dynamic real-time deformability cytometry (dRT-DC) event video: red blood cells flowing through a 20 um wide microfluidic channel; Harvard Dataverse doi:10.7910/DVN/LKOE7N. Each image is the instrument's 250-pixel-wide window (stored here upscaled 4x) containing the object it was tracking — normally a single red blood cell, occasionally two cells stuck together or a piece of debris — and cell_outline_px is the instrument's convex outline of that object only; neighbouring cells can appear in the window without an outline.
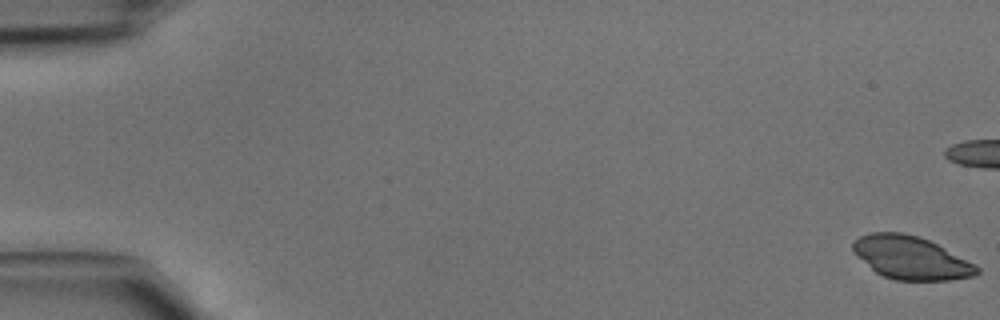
{"species": "common noctule bat (a hibernating species)", "species_latin": "Nyctalus noctula", "temperature_condition": "cold", "stored_images_in_passage": 47, "camera_frame_rate_fps": 3000, "um_per_image_px": 0.085, "animal": {"sex": "male", "body_mass_g": 15.6}, "frame": {"image": 1, "passage_image": 1, "time_ms": 0.0, "image_size_px": [1000, 320], "cell_outline_px": [[980, 272], [976, 276], [948, 280], [896, 280], [884, 276], [876, 272], [852, 252], [852, 244], [860, 236], [872, 232], [904, 232], [920, 236], [976, 264], [980, 268]], "centroid_in_image_um": [77.44, 21.91], "position_along_channel_um": 7.6, "area_um2": 31.04}}